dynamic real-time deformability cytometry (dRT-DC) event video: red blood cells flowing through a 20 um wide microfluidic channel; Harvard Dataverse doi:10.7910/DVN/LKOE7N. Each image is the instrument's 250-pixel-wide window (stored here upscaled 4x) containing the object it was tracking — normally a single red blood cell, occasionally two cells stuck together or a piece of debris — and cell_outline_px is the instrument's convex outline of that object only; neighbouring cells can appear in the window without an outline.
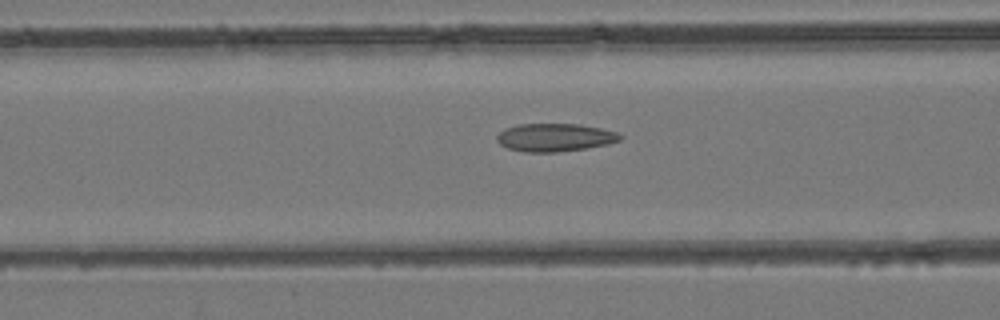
{"species": "common noctule bat (a hibernating species)", "species_latin": "Nyctalus noctula", "temperature_condition": "room temperature", "stored_images_in_passage": 30, "camera_frame_rate_fps": 3000, "um_per_image_px": 0.085, "animal": {"sex": "female", "body_mass_g": 24.6, "forearm_length_mm": 56.2}, "frame": {"image": 1, "passage_image": 16, "time_ms": 5.0, "image_size_px": [1000, 320], "cell_outline_px": [[624, 136], [620, 140], [608, 144], [584, 148], [556, 152], [524, 152], [508, 148], [500, 144], [496, 140], [496, 136], [504, 128], [520, 124], [580, 124], [600, 128], [616, 132]], "centroid_in_image_um": [47.15, 11.68], "position_along_channel_um": 119.5, "area_um2": 20.06}}
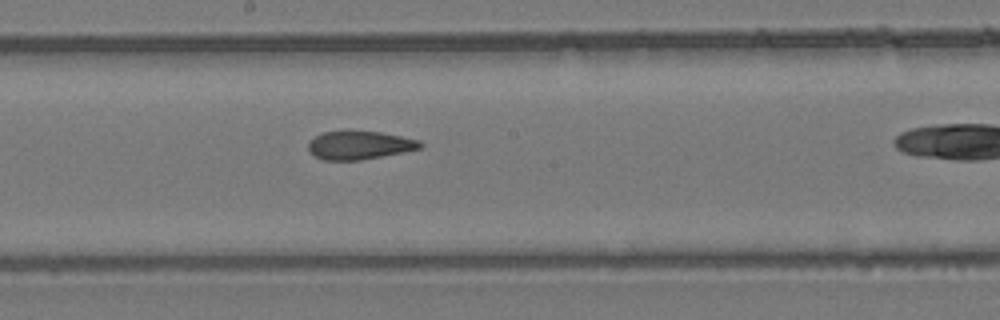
{"frame": {"image": 2, "passage_image": 23, "time_ms": 7.333, "image_size_px": [1000, 320], "cell_outline_px": [[424, 144], [420, 148], [404, 152], [360, 160], [324, 160], [312, 156], [308, 148], [308, 144], [316, 136], [324, 132], [380, 132], [420, 140]], "centroid_in_image_um": [30.56, 12.36], "position_along_channel_um": 217.6, "area_um2": 18.21}}
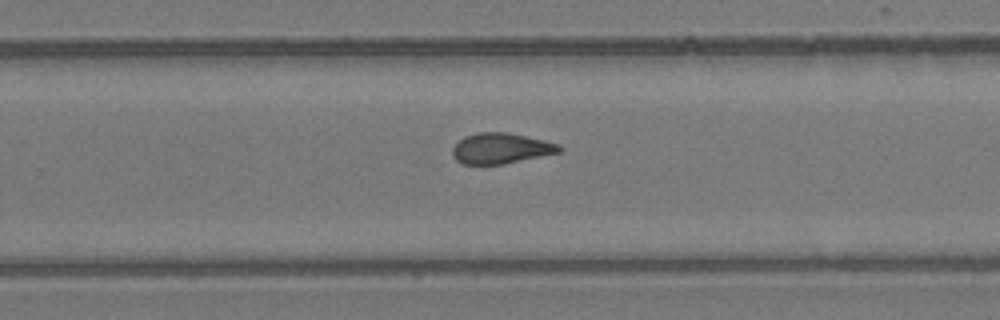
{"frame": {"image": 3, "passage_image": 28, "time_ms": 9.0, "image_size_px": [1000, 320], "cell_outline_px": [[564, 148], [560, 152], [504, 164], [464, 164], [456, 160], [452, 156], [452, 148], [464, 136], [480, 132], [508, 132], [544, 140], [560, 144]], "centroid_in_image_um": [42.59, 12.61], "position_along_channel_um": 287.2, "area_um2": 19.07}}